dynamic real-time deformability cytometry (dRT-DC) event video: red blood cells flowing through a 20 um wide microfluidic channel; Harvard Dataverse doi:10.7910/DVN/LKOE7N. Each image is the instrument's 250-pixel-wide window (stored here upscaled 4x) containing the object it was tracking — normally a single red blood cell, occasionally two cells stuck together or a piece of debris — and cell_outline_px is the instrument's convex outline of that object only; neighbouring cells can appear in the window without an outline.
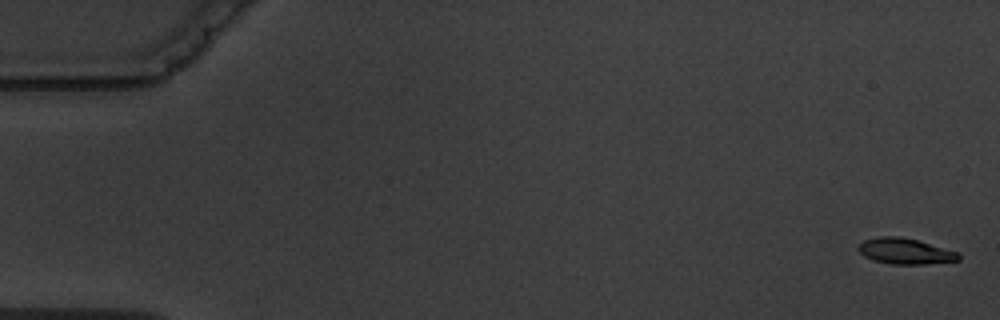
{"species": "common noctule bat (a hibernating species)", "species_latin": "Nyctalus noctula", "temperature_condition": "warm", "stored_images_in_passage": 10, "camera_frame_rate_fps": 3000, "um_per_image_px": 0.085, "animal": {"sex": "male", "body_mass_g": 19.5, "forearm_length_mm": 54.6}, "frame": {"image": 1, "passage_image": 1, "time_ms": 0.0, "image_size_px": [1000, 320], "cell_outline_px": [[960, 260], [924, 264], [892, 264], [872, 260], [864, 256], [856, 248], [864, 240], [880, 236], [900, 236], [916, 240], [960, 252]], "centroid_in_image_um": [76.94, 21.35], "position_along_channel_um": 8.1, "area_um2": 15.09}}
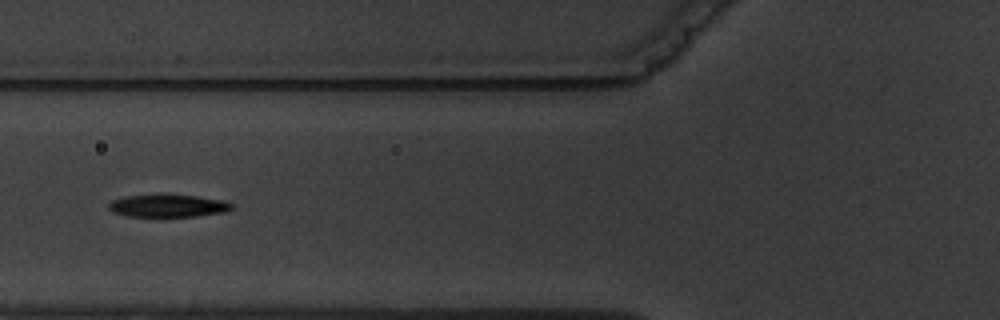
{"frame": {"image": 2, "passage_image": 7, "time_ms": 7.0, "image_size_px": [1000, 320], "cell_outline_px": [[232, 208], [224, 212], [196, 216], [128, 216], [112, 212], [108, 208], [108, 204], [112, 200], [124, 196], [156, 192], [196, 196], [220, 200], [232, 204]], "centroid_in_image_um": [14.18, 17.45], "position_along_channel_um": 111.6, "area_um2": 16.59}}
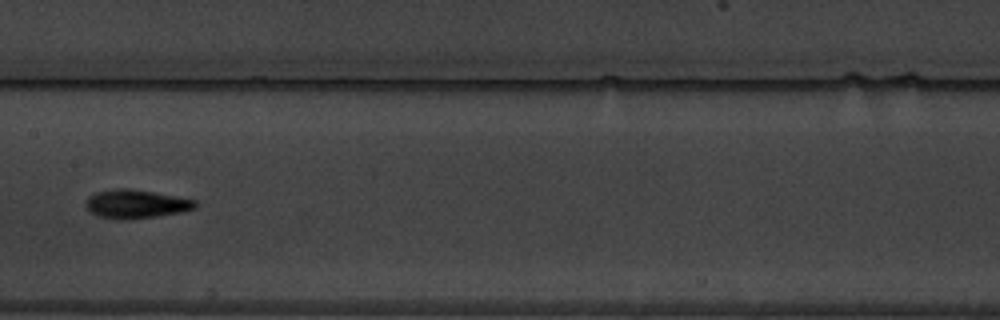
{"frame": {"image": 3, "passage_image": 9, "time_ms": 9.333, "image_size_px": [1000, 320], "cell_outline_px": [[196, 208], [180, 212], [156, 216], [124, 220], [120, 220], [100, 216], [92, 212], [84, 204], [84, 200], [88, 196], [96, 192], [116, 188], [128, 188], [152, 192], [196, 200]], "centroid_in_image_um": [11.52, 17.33], "position_along_channel_um": 195.9, "area_um2": 18.09}}